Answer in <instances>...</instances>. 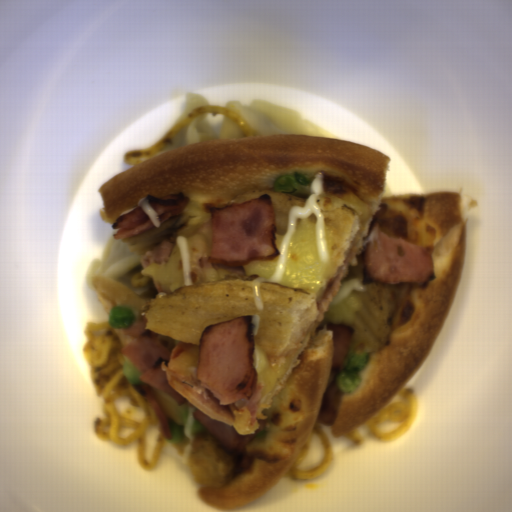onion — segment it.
<instances>
[{
    "label": "onion",
    "instance_id": "obj_1",
    "mask_svg": "<svg viewBox=\"0 0 512 512\" xmlns=\"http://www.w3.org/2000/svg\"><path fill=\"white\" fill-rule=\"evenodd\" d=\"M264 391L263 383H259L256 385L254 389H252L253 397L249 399H242L237 403L229 404L232 411H238L242 409L248 410V422L250 426H254L257 408L260 403L261 396Z\"/></svg>",
    "mask_w": 512,
    "mask_h": 512
}]
</instances>
